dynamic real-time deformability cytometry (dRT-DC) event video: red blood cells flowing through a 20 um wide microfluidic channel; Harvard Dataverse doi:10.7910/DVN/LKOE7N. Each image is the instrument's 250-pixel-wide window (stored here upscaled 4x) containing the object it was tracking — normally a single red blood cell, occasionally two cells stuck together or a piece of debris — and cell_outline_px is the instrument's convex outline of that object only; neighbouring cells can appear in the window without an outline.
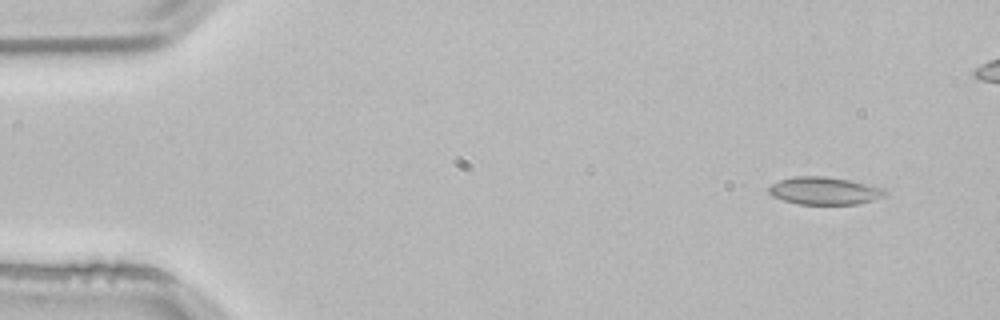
{"species": "common noctule bat (a hibernating species)", "species_latin": "Nyctalus noctula", "temperature_condition": "room temperature", "stored_images_in_passage": 3, "camera_frame_rate_fps": 3000, "um_per_image_px": 0.085, "animal": {"sex": "male", "body_mass_g": 21.5, "forearm_length_mm": 52.0}, "frame": {"image": 1, "passage_image": 3, "time_ms": 0.667, "image_size_px": [1000, 320], "cell_outline_px": [[884, 196], [872, 200], [856, 204], [796, 204], [772, 196], [768, 192], [768, 188], [772, 184], [780, 180], [796, 176], [824, 176], [848, 180], [884, 188]], "centroid_in_image_um": [70.03, 16.22], "position_along_channel_um": 15.0, "area_um2": 18.44}}